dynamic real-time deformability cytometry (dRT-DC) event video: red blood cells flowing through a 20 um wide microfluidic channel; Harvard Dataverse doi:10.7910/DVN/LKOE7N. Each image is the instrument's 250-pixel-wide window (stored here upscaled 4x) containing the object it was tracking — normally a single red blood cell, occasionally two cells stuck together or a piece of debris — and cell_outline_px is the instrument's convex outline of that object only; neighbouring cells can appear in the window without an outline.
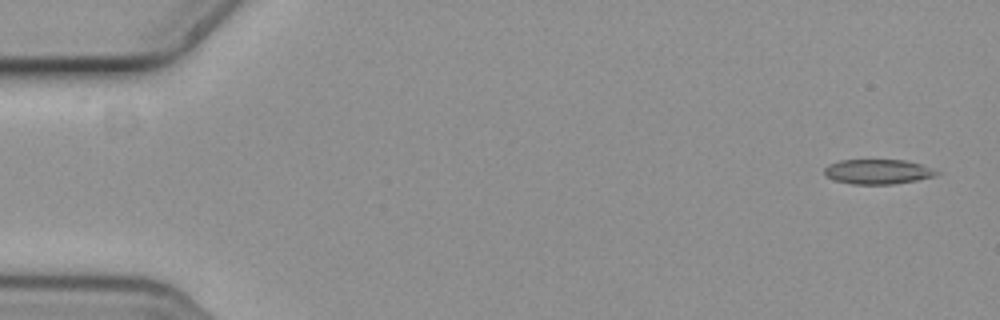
{"species": "common noctule bat (a hibernating species)", "species_latin": "Nyctalus noctula", "temperature_condition": "cold", "stored_images_in_passage": 7, "segment_of_instrument_passage": [2, 2], "camera_frame_rate_fps": 3000, "um_per_image_px": 0.085, "animal": {"sex": "female", "body_mass_g": 19.3, "forearm_length_mm": 54.1}, "frame": {"image": 1, "passage_image": 7, "time_ms": 2.0, "image_size_px": [1000, 320], "cell_outline_px": [[940, 172], [936, 176], [916, 180], [892, 184], [852, 184], [836, 180], [828, 176], [824, 172], [824, 168], [828, 164], [840, 160], [904, 160], [920, 164]], "centroid_in_image_um": [74.61, 14.59], "position_along_channel_um": 10.4, "area_um2": 16.01}}